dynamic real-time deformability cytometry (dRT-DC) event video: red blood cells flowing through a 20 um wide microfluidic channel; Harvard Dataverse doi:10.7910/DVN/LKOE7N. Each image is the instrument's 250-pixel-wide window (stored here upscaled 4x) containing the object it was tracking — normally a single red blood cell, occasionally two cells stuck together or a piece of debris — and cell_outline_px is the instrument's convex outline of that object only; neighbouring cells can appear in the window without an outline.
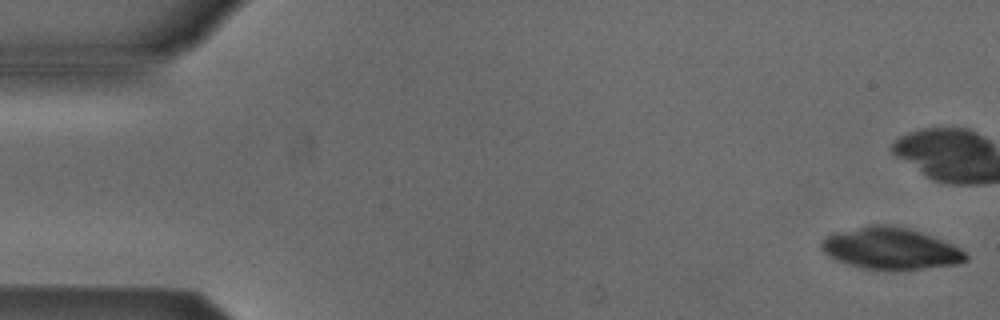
{"species": "Egyptian fruit bat (a non-hibernating species)", "species_latin": "Rousettus aegyptiacus", "temperature_condition": "cold", "stored_images_in_passage": 6, "camera_frame_rate_fps": 3000, "um_per_image_px": 0.085, "animal": {"sex": "male"}, "frame": {"image": 1, "passage_image": 1, "time_ms": 0.0, "image_size_px": [1000, 320], "cell_outline_px": [[968, 260], [956, 264], [920, 268], [860, 268], [836, 260], [828, 256], [820, 248], [820, 244], [824, 236], [836, 232], [872, 224], [884, 224], [908, 228], [920, 232], [952, 244], [960, 248], [968, 256]], "centroid_in_image_um": [75.65, 21.1], "position_along_channel_um": 9.3, "area_um2": 34.45}}